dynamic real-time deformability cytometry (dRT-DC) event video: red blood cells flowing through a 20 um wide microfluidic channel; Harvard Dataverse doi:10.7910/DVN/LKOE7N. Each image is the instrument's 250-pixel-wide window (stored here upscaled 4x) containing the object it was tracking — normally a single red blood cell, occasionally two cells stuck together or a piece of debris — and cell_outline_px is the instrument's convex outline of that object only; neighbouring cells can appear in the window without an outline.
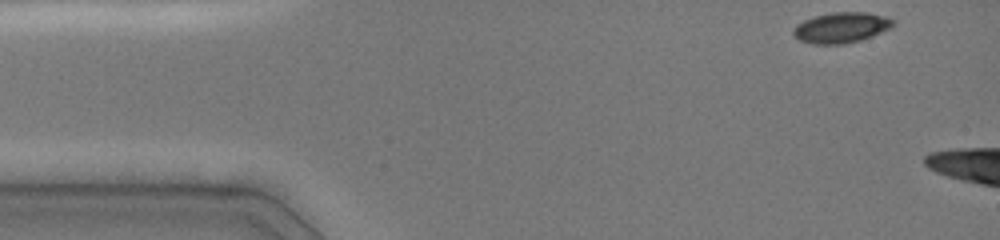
{"species": "common noctule bat (a hibernating species)", "species_latin": "Nyctalus noctula", "temperature_condition": "cold", "stored_images_in_passage": 31, "camera_frame_rate_fps": 3000, "um_per_image_px": 0.085, "animal": {"sex": "female", "body_mass_g": 19.0, "forearm_length_mm": 51.5}, "frame": {"image": 1, "passage_image": 1, "time_ms": 0.0, "image_size_px": [1000, 240], "cell_outline_px": [[896, 20], [892, 28], [872, 36], [860, 40], [844, 44], [812, 44], [800, 40], [792, 32], [792, 28], [796, 24], [804, 20], [816, 16], [832, 12], [864, 12], [884, 16]], "centroid_in_image_um": [71.52, 2.34], "position_along_channel_um": 13.5, "area_um2": 17.8}}
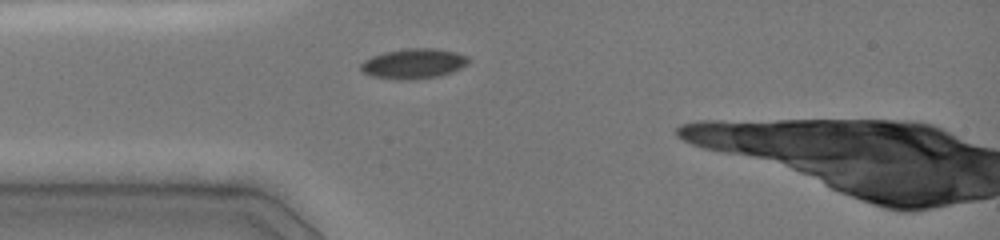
{"frame": {"image": 2, "passage_image": 14, "time_ms": 3.0, "image_size_px": [1000, 240], "cell_outline_px": [[468, 64], [452, 72], [440, 76], [412, 80], [396, 80], [372, 76], [360, 72], [360, 64], [364, 60], [372, 56], [384, 52], [404, 48], [436, 48], [456, 52], [468, 56]], "centroid_in_image_um": [35.13, 5.41], "position_along_channel_um": 49.9, "area_um2": 19.19}}